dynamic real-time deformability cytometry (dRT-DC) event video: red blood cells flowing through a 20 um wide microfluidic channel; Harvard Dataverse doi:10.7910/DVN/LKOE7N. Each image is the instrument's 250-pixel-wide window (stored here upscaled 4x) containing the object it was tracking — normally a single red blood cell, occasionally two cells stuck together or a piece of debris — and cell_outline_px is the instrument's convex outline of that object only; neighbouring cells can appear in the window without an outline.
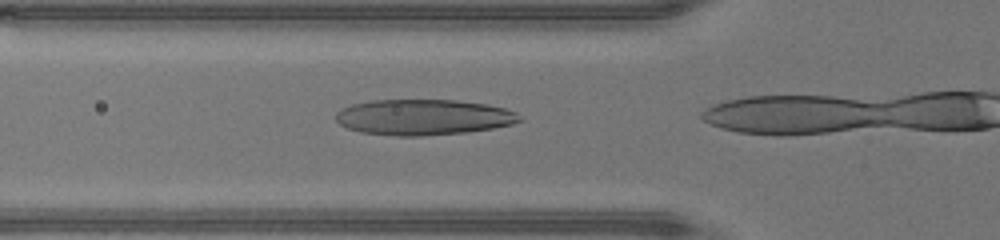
{"species": "human", "species_latin": "Homo sapiens", "temperature_condition": "warm", "stored_images_in_passage": 5, "camera_frame_rate_fps": 3000, "um_per_image_px": 0.085, "donor": {"sex": "male"}, "frame": {"image": 1, "passage_image": 2, "time_ms": 0.333, "image_size_px": [1000, 240], "cell_outline_px": [[524, 120], [512, 124], [492, 128], [468, 132], [420, 136], [392, 136], [360, 132], [348, 128], [340, 124], [336, 120], [336, 112], [352, 104], [372, 100], [456, 100], [488, 104], [504, 108], [516, 112]], "centroid_in_image_um": [36.0, 9.96], "position_along_channel_um": 89.8, "area_um2": 38.38}}
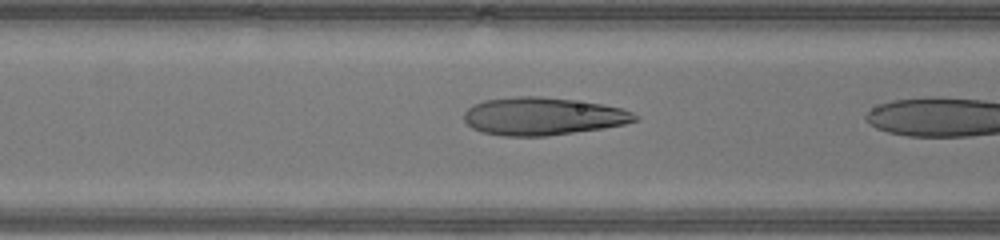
{"frame": {"image": 2, "passage_image": 4, "time_ms": 1.0, "image_size_px": [1000, 240], "cell_outline_px": [[640, 120], [624, 124], [604, 128], [544, 136], [504, 136], [484, 132], [472, 128], [464, 120], [464, 112], [472, 104], [484, 100], [516, 96], [540, 96], [572, 100], [600, 104], [624, 108], [640, 116]], "centroid_in_image_um": [46.15, 9.88], "position_along_channel_um": 120.4, "area_um2": 37.63}}